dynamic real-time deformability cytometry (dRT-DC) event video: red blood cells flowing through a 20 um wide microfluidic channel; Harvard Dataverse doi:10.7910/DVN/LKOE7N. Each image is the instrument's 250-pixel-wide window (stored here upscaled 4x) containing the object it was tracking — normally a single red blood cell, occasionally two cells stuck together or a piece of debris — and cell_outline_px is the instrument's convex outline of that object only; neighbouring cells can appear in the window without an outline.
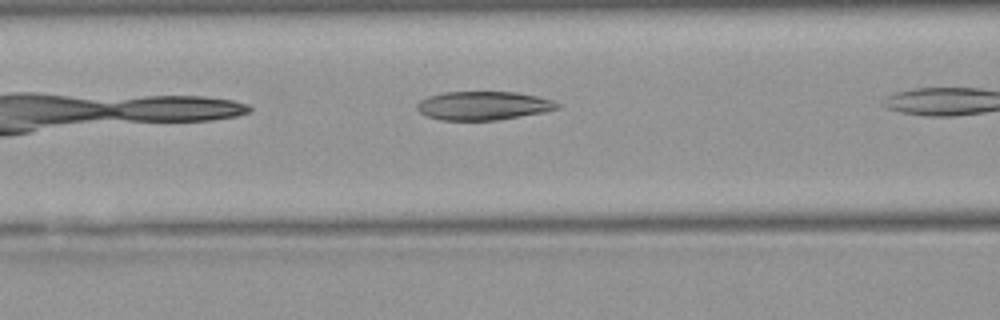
{"species": "Egyptian fruit bat (a non-hibernating species)", "species_latin": "Rousettus aegyptiacus", "temperature_condition": "warm", "stored_images_in_passage": 5, "camera_frame_rate_fps": 3000, "um_per_image_px": 0.085, "animal": {"sex": "female"}, "frame": {"image": 1, "passage_image": 3, "time_ms": 0.667, "image_size_px": [1000, 320], "cell_outline_px": [[560, 108], [544, 112], [500, 120], [440, 120], [428, 116], [420, 112], [416, 108], [416, 104], [420, 100], [428, 96], [444, 92], [516, 92], [536, 96], [552, 100], [560, 104]], "centroid_in_image_um": [41.08, 8.98], "position_along_channel_um": 125.5, "area_um2": 23.47}}